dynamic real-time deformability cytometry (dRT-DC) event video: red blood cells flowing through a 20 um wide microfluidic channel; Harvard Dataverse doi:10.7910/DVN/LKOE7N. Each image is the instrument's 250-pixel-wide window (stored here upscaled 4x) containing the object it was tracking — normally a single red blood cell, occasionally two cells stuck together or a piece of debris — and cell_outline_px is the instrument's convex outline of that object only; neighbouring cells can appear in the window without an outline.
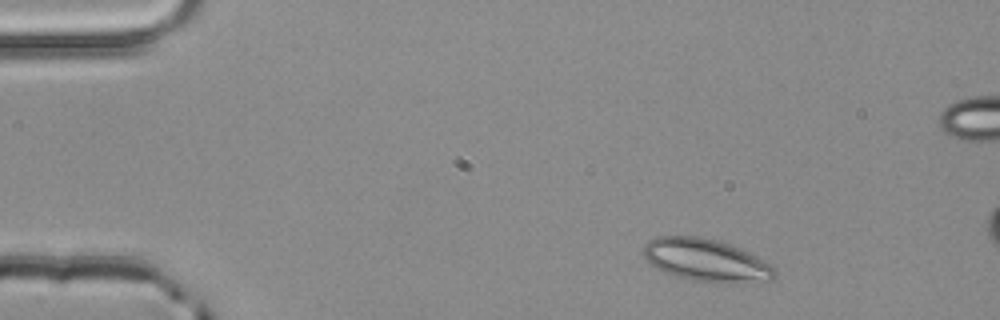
{"species": "common noctule bat (a hibernating species)", "species_latin": "Nyctalus noctula", "temperature_condition": "room temperature", "stored_images_in_passage": 2, "camera_frame_rate_fps": 3000, "um_per_image_px": 0.085, "animal": {"sex": "male", "body_mass_g": 20.4}, "frame": {"image": 1, "passage_image": 1, "time_ms": 0.0, "image_size_px": [1000, 320], "cell_outline_px": [[776, 276], [772, 280], [736, 284], [692, 280], [676, 276], [664, 272], [652, 264], [644, 256], [644, 244], [648, 240], [656, 236], [696, 236], [716, 240], [740, 248], [772, 264], [776, 272]], "centroid_in_image_um": [60.05, 22.13], "position_along_channel_um": 24.9, "area_um2": 32.6}}